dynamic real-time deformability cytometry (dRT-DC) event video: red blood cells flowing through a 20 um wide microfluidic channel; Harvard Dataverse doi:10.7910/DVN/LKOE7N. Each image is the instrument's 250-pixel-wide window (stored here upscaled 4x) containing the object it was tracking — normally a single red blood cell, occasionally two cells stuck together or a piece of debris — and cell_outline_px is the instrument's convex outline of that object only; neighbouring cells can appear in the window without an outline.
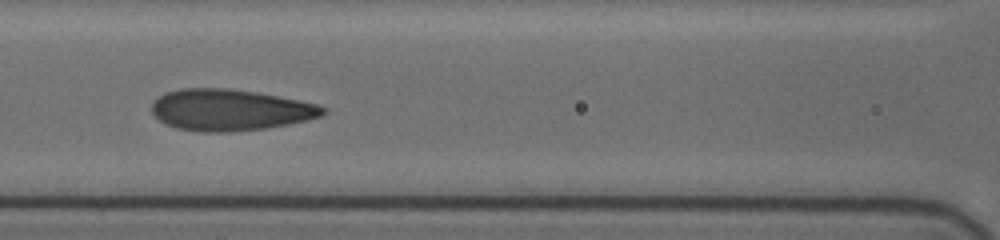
{"species": "human", "species_latin": "Homo sapiens", "temperature_condition": "cold", "stored_images_in_passage": 11, "camera_frame_rate_fps": 3000, "um_per_image_px": 0.085, "donor": {"sex": "female"}, "frame": {"image": 1, "passage_image": 7, "time_ms": 5.667, "image_size_px": [1000, 240], "cell_outline_px": [[324, 112], [320, 116], [308, 120], [288, 124], [264, 128], [232, 132], [204, 132], [176, 128], [164, 124], [152, 112], [152, 100], [164, 92], [180, 88], [228, 88], [256, 92], [316, 104], [324, 108]], "centroid_in_image_um": [19.47, 9.34], "position_along_channel_um": 147.1, "area_um2": 41.15}}
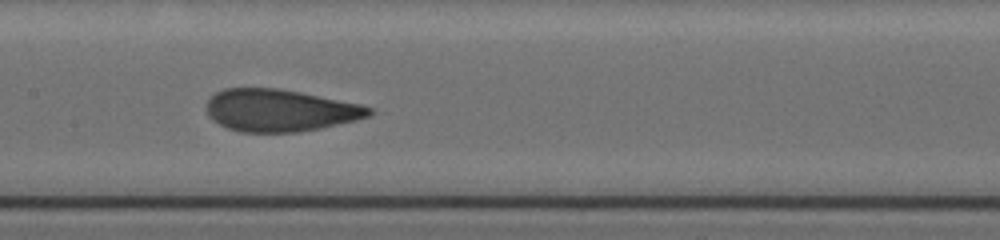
{"frame": {"image": 2, "passage_image": 8, "time_ms": 6.667, "image_size_px": [1000, 240], "cell_outline_px": [[372, 116], [356, 120], [320, 128], [300, 132], [240, 132], [228, 128], [212, 120], [208, 116], [208, 100], [216, 92], [224, 88], [280, 88], [360, 104], [372, 108]], "centroid_in_image_um": [23.8, 9.38], "position_along_channel_um": 183.6, "area_um2": 39.88}}
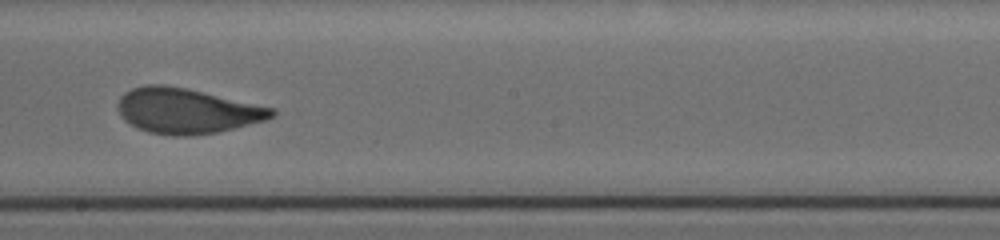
{"frame": {"image": 3, "passage_image": 10, "time_ms": 8.0, "image_size_px": [1000, 240], "cell_outline_px": [[276, 116], [264, 120], [216, 132], [192, 136], [172, 136], [148, 132], [124, 120], [116, 108], [120, 96], [124, 92], [132, 88], [144, 84], [164, 84], [188, 88], [276, 108]], "centroid_in_image_um": [15.86, 9.4], "position_along_channel_um": 232.3, "area_um2": 40.81}}